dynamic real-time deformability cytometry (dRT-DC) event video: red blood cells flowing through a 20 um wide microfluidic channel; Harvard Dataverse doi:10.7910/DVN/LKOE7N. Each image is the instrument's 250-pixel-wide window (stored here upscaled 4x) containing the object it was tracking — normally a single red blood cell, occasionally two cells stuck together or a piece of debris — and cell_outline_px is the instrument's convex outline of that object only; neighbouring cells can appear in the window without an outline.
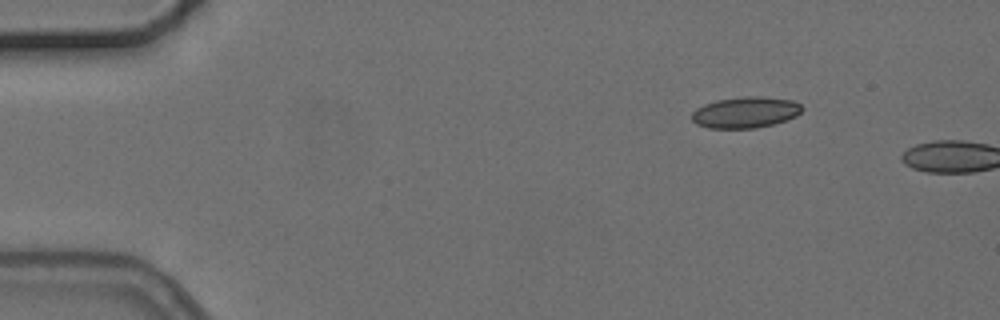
{"species": "common noctule bat (a hibernating species)", "species_latin": "Nyctalus noctula", "temperature_condition": "cold", "stored_images_in_passage": 2, "camera_frame_rate_fps": 3000, "um_per_image_px": 0.085, "animal": {"sex": "female", "body_mass_g": 24.6, "forearm_length_mm": 56.2}, "frame": {"image": 1, "passage_image": 2, "time_ms": 2.0, "image_size_px": [1000, 320], "cell_outline_px": [[804, 108], [796, 116], [772, 124], [756, 128], [708, 128], [696, 124], [692, 120], [692, 112], [696, 108], [704, 104], [716, 100], [744, 96], [760, 96], [792, 100], [800, 104]], "centroid_in_image_um": [63.34, 9.54], "position_along_channel_um": 21.7, "area_um2": 20.0}}